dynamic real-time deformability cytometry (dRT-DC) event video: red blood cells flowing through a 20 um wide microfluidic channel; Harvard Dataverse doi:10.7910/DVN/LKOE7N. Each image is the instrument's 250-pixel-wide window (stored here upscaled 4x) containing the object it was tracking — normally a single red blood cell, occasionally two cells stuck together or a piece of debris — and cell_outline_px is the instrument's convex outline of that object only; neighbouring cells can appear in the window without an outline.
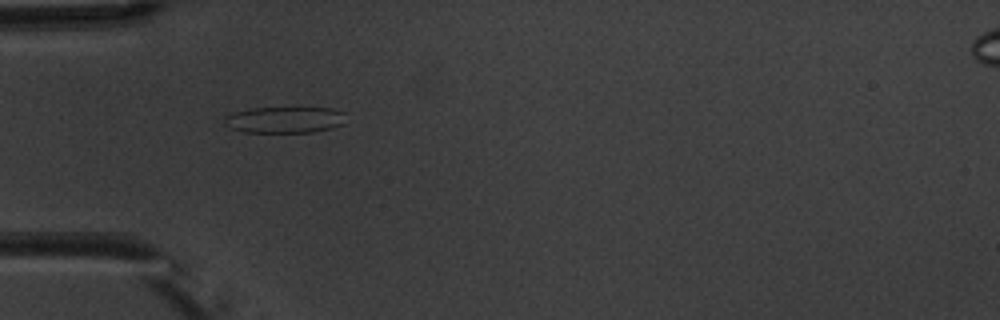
{"species": "common noctule bat (a hibernating species)", "species_latin": "Nyctalus noctula", "temperature_condition": "warm", "stored_images_in_passage": 3, "camera_frame_rate_fps": 3000, "um_per_image_px": 0.085, "animal": {"sex": "male", "body_mass_g": 20.1, "forearm_length_mm": 53.5}, "frame": {"image": 1, "passage_image": 3, "time_ms": 2.333, "image_size_px": [1000, 320], "cell_outline_px": [[344, 124], [332, 128], [312, 132], [244, 132], [228, 128], [224, 124], [224, 116], [236, 112], [252, 108], [332, 108], [344, 112]], "centroid_in_image_um": [24.19, 10.19], "position_along_channel_um": 60.8, "area_um2": 18.67}}